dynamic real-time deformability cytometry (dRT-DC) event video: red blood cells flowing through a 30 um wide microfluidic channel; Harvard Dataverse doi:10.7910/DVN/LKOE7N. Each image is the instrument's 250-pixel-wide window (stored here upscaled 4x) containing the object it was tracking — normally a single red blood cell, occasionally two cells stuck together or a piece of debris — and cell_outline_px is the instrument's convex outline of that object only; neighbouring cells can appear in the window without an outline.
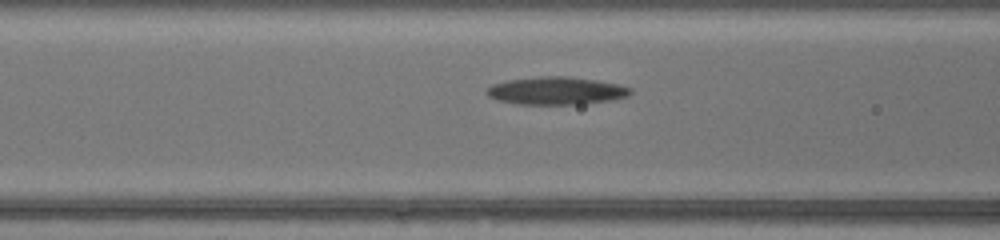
{"species": "common noctule bat (a hibernating species)", "species_latin": "Nyctalus noctula", "temperature_condition": "warm", "stored_images_in_passage": 26, "camera_frame_rate_fps": 3000, "um_per_image_px": 0.085, "animal": {"sex": "female", "body_mass_g": 17.0, "forearm_length_mm": 48.0}, "frame": {"image": 1, "passage_image": 4, "time_ms": 1.0, "image_size_px": [1000, 240], "cell_outline_px": [[632, 92], [624, 96], [608, 100], [580, 104], [520, 104], [496, 100], [488, 96], [488, 88], [492, 84], [508, 80], [540, 76], [568, 76], [596, 80], [620, 84], [632, 88]], "centroid_in_image_um": [47.27, 7.7], "position_along_channel_um": 119.3, "area_um2": 23.0}}
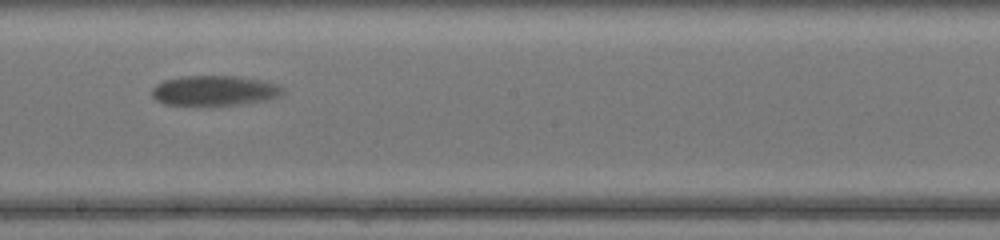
{"frame": {"image": 2, "passage_image": 12, "time_ms": 3.667, "image_size_px": [1000, 240], "cell_outline_px": [[280, 92], [276, 96], [256, 100], [232, 104], [164, 104], [156, 100], [152, 96], [152, 88], [156, 84], [164, 80], [184, 76], [232, 76], [256, 80], [272, 84]], "centroid_in_image_um": [17.99, 7.68], "position_along_channel_um": 230.2, "area_um2": 21.44}}
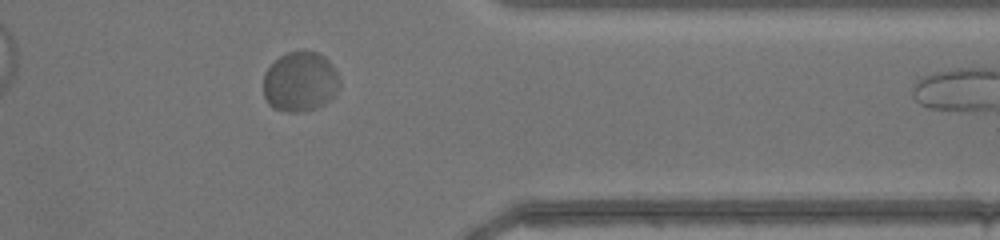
{"frame": {"image": 3, "passage_image": 24, "time_ms": 7.667, "image_size_px": [1000, 240], "cell_outline_px": [[340, 84], [336, 92], [324, 104], [316, 108], [296, 112], [288, 112], [272, 108], [268, 104], [264, 96], [264, 72], [280, 56], [288, 52], [316, 52], [324, 56], [332, 64], [340, 80]], "centroid_in_image_um": [25.5, 6.96], "position_along_channel_um": 385.9, "area_um2": 26.41}}